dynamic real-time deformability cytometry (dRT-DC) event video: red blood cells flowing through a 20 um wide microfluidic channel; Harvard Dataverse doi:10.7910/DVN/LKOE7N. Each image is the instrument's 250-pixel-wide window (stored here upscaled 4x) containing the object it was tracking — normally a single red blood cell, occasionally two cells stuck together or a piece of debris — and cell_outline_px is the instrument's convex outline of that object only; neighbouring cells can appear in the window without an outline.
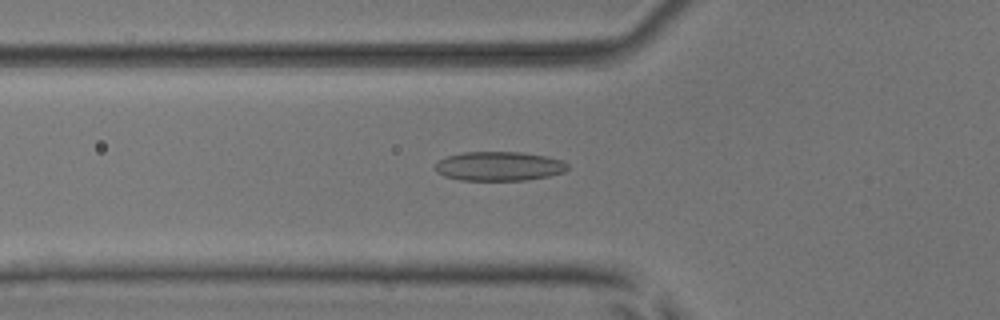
{"species": "common noctule bat (a hibernating species)", "species_latin": "Nyctalus noctula", "temperature_condition": "room temperature", "stored_images_in_passage": 53, "camera_frame_rate_fps": 3000, "um_per_image_px": 0.085, "animal": {"sex": "male", "body_mass_g": 17.9, "forearm_length_mm": 54.2}, "frame": {"image": 1, "passage_image": 19, "time_ms": 6.0, "image_size_px": [1000, 320], "cell_outline_px": [[568, 168], [564, 172], [548, 176], [524, 180], [460, 180], [444, 176], [436, 172], [436, 164], [440, 160], [448, 156], [464, 152], [520, 152], [544, 156], [560, 160], [568, 164]], "centroid_in_image_um": [42.41, 14.13], "position_along_channel_um": 83.4, "area_um2": 22.31}}
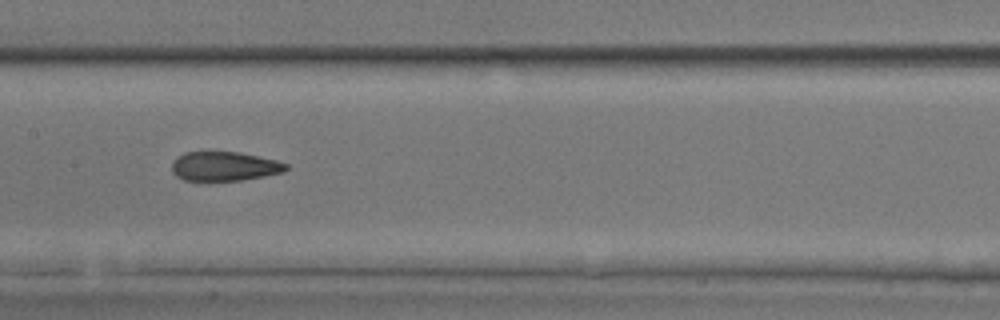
{"frame": {"image": 2, "passage_image": 27, "time_ms": 8.667, "image_size_px": [1000, 320], "cell_outline_px": [[288, 168], [284, 172], [264, 176], [240, 180], [184, 180], [176, 176], [172, 172], [172, 160], [176, 156], [184, 152], [240, 152], [276, 160], [288, 164]], "centroid_in_image_um": [19.05, 14.12], "position_along_channel_um": 188.3, "area_um2": 19.48}}
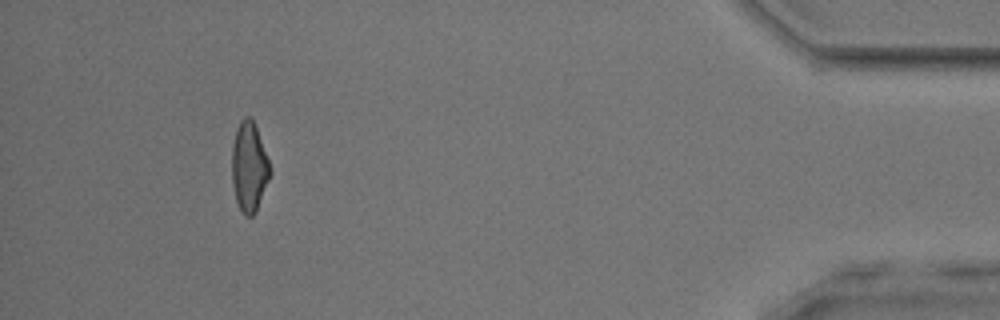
{"frame": {"image": 3, "passage_image": 49, "time_ms": 16.0, "image_size_px": [1000, 320], "cell_outline_px": [[272, 172], [256, 212], [252, 216], [244, 216], [240, 212], [236, 200], [232, 184], [232, 144], [236, 128], [240, 120], [244, 116], [248, 116], [252, 120], [256, 128], [268, 160]], "centroid_in_image_um": [21.16, 14.22], "position_along_channel_um": 414.0, "area_um2": 20.0}, "authors_computed_cell_mechanics": {"area_um2": 20.7502, "velocity_mm_per_s": 3.9168, "shape_relaxation_time_tau1_ms": 7.867, "shape_relaxation_time_tau2_ms": 2.5092, "deformation_change_tau1": 0.2018, "deformation_change_tau2": 0.0922}}